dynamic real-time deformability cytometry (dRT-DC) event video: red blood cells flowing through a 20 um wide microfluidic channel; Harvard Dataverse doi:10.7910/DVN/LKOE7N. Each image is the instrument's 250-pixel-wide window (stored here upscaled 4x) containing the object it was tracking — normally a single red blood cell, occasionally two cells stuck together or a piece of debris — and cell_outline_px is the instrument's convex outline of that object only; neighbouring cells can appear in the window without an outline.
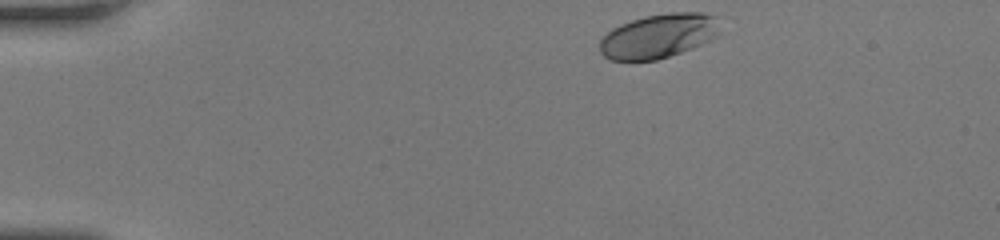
{"species": "human", "species_latin": "Homo sapiens", "temperature_condition": "room temperature", "stored_images_in_passage": 36, "camera_frame_rate_fps": 3000, "um_per_image_px": 0.085, "donor": {"sex": "female"}, "frame": {"image": 1, "passage_image": 1, "time_ms": 0.0, "image_size_px": [1000, 240], "cell_outline_px": [[712, 36], [708, 40], [692, 48], [656, 60], [608, 60], [600, 52], [600, 40], [612, 28], [632, 20], [648, 16], [672, 12], [700, 12], [712, 16]], "centroid_in_image_um": [55.81, 3.08], "position_along_channel_um": 29.2, "area_um2": 29.71}}
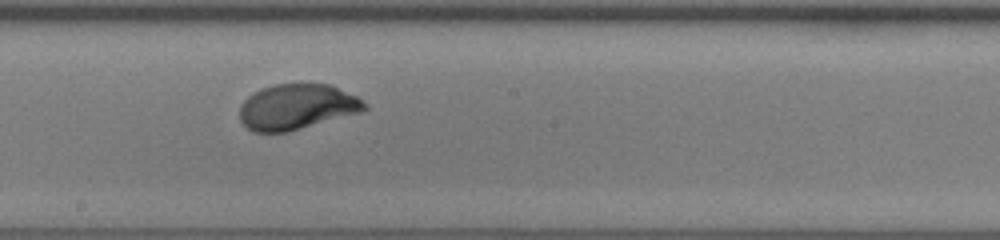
{"frame": {"image": 2, "passage_image": 21, "time_ms": 6.667, "image_size_px": [1000, 240], "cell_outline_px": [[368, 108], [360, 112], [288, 132], [252, 132], [240, 120], [240, 104], [252, 92], [260, 88], [272, 84], [332, 84], [356, 96], [368, 104]], "centroid_in_image_um": [25.22, 9.07], "position_along_channel_um": 223.0, "area_um2": 33.23}}
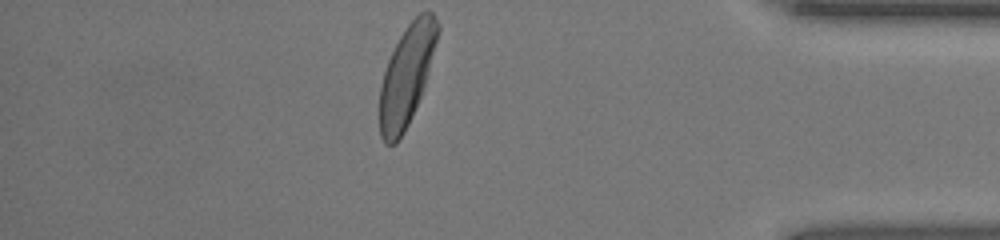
{"frame": {"image": 3, "passage_image": 36, "time_ms": 11.667, "image_size_px": [1000, 240], "cell_outline_px": [[440, 28], [424, 84], [420, 96], [408, 124], [404, 132], [396, 144], [384, 144], [380, 136], [380, 84], [388, 60], [400, 36], [408, 24], [420, 12], [432, 12], [440, 24]], "centroid_in_image_um": [34.55, 6.42], "position_along_channel_um": 400.7, "area_um2": 33.12}, "authors_computed_cell_mechanics": {"area_um2": 33.0616, "velocity_mm_per_s": 4.1708, "shape_relaxation_time_tau1_ms": 2.7478, "shape_relaxation_time_tau2_ms": null, "deformation_change_tau1": 0.1668, "deformation_change_tau2": null}}